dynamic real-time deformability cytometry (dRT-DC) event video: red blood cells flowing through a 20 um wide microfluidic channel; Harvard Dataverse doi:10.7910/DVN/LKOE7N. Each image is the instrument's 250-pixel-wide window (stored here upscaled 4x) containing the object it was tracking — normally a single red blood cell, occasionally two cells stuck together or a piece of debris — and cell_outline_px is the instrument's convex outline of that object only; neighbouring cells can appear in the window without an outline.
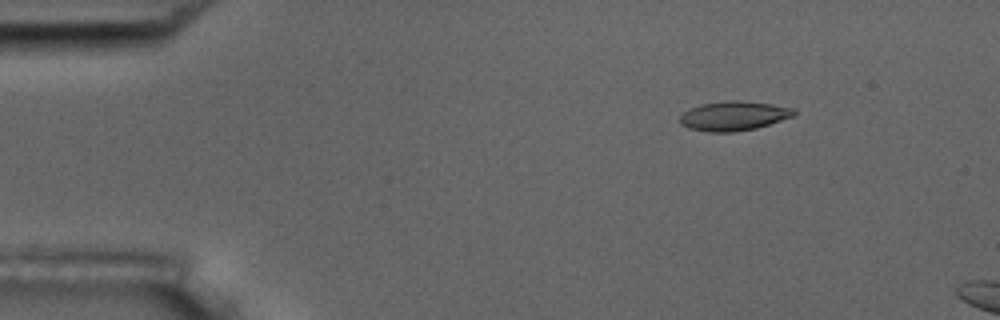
{"species": "common noctule bat (a hibernating species)", "species_latin": "Nyctalus noctula", "temperature_condition": "room temperature", "stored_images_in_passage": 4, "camera_frame_rate_fps": 3000, "um_per_image_px": 0.085, "animal": {"sex": "male", "body_mass_g": 17.5, "forearm_length_mm": 52.3}, "frame": {"image": 1, "passage_image": 2, "time_ms": 2.0, "image_size_px": [1000, 320], "cell_outline_px": [[796, 112], [792, 116], [756, 128], [736, 132], [708, 132], [688, 128], [680, 124], [680, 116], [688, 108], [700, 104], [728, 100], [740, 100], [772, 104], [796, 108]], "centroid_in_image_um": [62.33, 9.84], "position_along_channel_um": 22.7, "area_um2": 19.65}}